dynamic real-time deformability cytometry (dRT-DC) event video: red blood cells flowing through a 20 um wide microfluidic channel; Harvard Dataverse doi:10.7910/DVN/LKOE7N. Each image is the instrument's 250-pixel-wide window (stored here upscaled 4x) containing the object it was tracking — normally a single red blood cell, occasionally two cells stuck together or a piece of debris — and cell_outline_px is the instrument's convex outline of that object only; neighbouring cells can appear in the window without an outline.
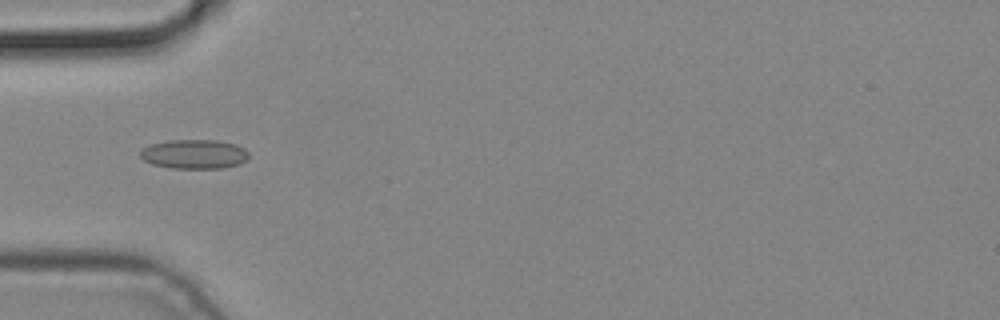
{"species": "common noctule bat (a hibernating species)", "species_latin": "Nyctalus noctula", "temperature_condition": "cold", "stored_images_in_passage": 4, "camera_frame_rate_fps": 3000, "um_per_image_px": 0.085, "animal": {"sex": "male", "body_mass_g": 19.2, "forearm_length_mm": 51.8}, "frame": {"image": 1, "passage_image": 3, "time_ms": 0.667, "image_size_px": [1000, 320], "cell_outline_px": [[248, 160], [240, 164], [224, 168], [172, 168], [152, 164], [144, 160], [140, 156], [140, 152], [144, 148], [152, 144], [168, 140], [216, 140], [236, 144], [244, 148], [248, 152]], "centroid_in_image_um": [16.55, 13.1], "position_along_channel_um": 68.5, "area_um2": 18.55}}
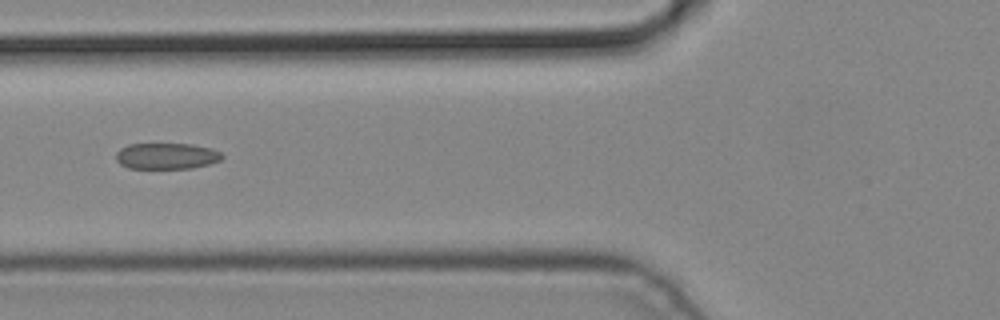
{"frame": {"image": 2, "passage_image": 4, "time_ms": 1.0, "image_size_px": [1000, 320], "cell_outline_px": [[224, 156], [220, 160], [208, 164], [192, 168], [128, 168], [120, 164], [116, 160], [116, 152], [120, 148], [128, 144], [192, 144], [212, 148], [220, 152]], "centroid_in_image_um": [14.14, 13.26], "position_along_channel_um": 111.7, "area_um2": 16.18}}